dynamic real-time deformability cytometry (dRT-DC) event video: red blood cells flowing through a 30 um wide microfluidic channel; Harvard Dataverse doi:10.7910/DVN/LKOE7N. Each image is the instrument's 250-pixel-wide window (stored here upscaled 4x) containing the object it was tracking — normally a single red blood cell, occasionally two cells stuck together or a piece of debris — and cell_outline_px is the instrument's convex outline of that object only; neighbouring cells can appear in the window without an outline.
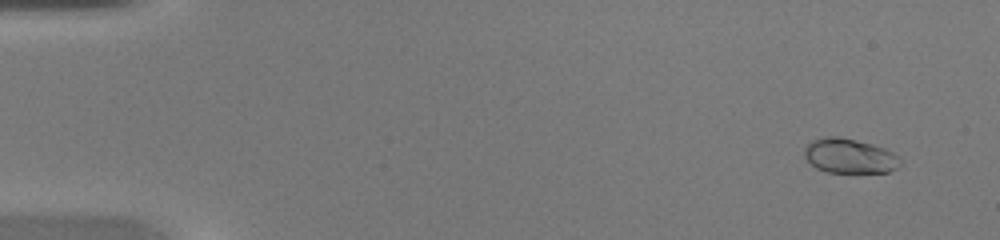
{"species": "common noctule bat (a hibernating species)", "species_latin": "Nyctalus noctula", "temperature_condition": "warm", "stored_images_in_passage": 45, "camera_frame_rate_fps": 3000, "um_per_image_px": 0.085, "animal": {"sex": "female", "body_mass_g": 20.0, "forearm_length_mm": 54.0}, "frame": {"image": 1, "passage_image": 3, "time_ms": 0.667, "image_size_px": [1000, 240], "cell_outline_px": [[900, 164], [896, 168], [888, 172], [828, 172], [816, 168], [804, 156], [804, 148], [812, 140], [824, 136], [840, 136], [872, 144], [884, 148], [900, 156]], "centroid_in_image_um": [72.2, 13.24], "position_along_channel_um": 12.8, "area_um2": 19.36}}
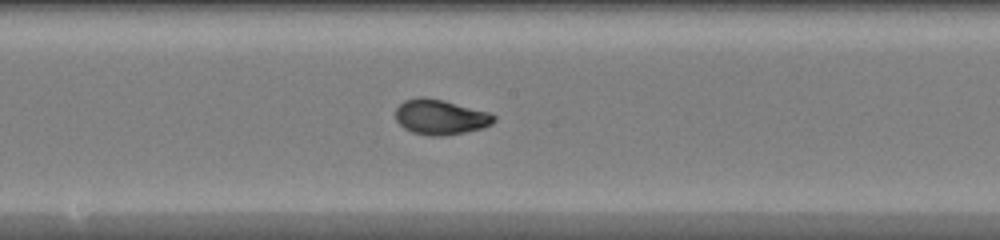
{"frame": {"image": 2, "passage_image": 25, "time_ms": 8.0, "image_size_px": [1000, 240], "cell_outline_px": [[496, 120], [492, 124], [480, 128], [464, 132], [444, 136], [428, 136], [412, 132], [404, 128], [396, 120], [396, 108], [404, 100], [420, 96], [424, 96], [444, 100], [488, 112], [496, 116]], "centroid_in_image_um": [37.42, 9.94], "position_along_channel_um": 210.8, "area_um2": 20.17}}
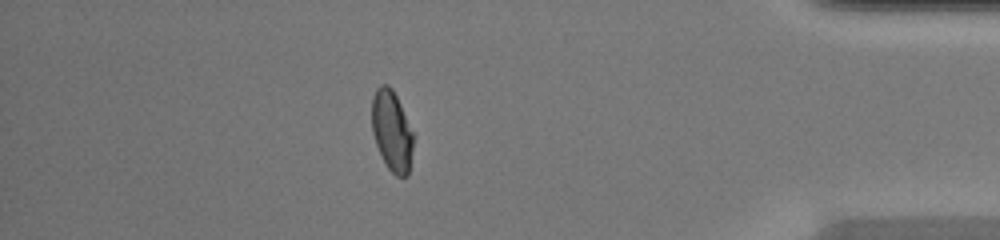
{"frame": {"image": 3, "passage_image": 40, "time_ms": 13.0, "image_size_px": [1000, 240], "cell_outline_px": [[412, 148], [408, 176], [396, 176], [388, 168], [376, 144], [372, 132], [372, 96], [376, 88], [380, 84], [388, 84], [392, 88], [400, 104], [412, 132]], "centroid_in_image_um": [33.28, 11.09], "position_along_channel_um": 401.9, "area_um2": 19.13}}